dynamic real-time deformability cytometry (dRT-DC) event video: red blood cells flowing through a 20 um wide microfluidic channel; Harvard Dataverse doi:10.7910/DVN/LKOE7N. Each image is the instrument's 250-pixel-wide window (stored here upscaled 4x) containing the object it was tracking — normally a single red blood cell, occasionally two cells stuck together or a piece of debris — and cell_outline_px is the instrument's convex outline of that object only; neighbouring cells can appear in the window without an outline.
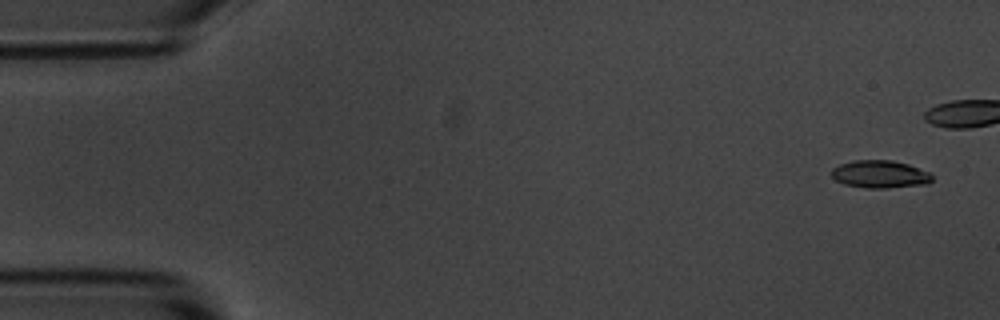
{"species": "common noctule bat (a hibernating species)", "species_latin": "Nyctalus noctula", "temperature_condition": "room temperature", "stored_images_in_passage": 7, "camera_frame_rate_fps": 3000, "um_per_image_px": 0.085, "animal": {"sex": "male", "body_mass_g": 20.1, "forearm_length_mm": 53.5}, "frame": {"image": 1, "passage_image": 1, "time_ms": 0.0, "image_size_px": [1000, 320], "cell_outline_px": [[932, 180], [928, 184], [888, 188], [868, 188], [844, 184], [836, 180], [832, 176], [832, 168], [840, 164], [852, 160], [892, 160], [908, 164], [932, 172]], "centroid_in_image_um": [74.84, 14.8], "position_along_channel_um": 10.2, "area_um2": 16.36}}